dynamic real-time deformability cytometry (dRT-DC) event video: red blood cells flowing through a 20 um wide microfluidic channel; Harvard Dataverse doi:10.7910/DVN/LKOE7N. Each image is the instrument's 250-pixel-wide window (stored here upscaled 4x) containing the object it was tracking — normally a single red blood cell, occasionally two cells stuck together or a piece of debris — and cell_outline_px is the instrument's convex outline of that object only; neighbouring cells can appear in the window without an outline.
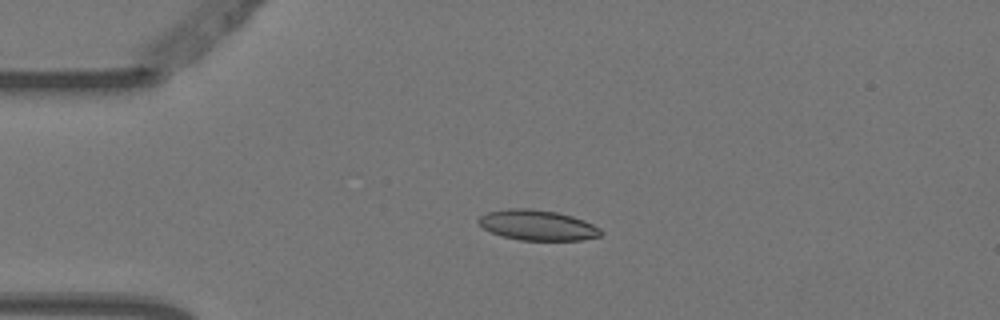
{"species": "Egyptian fruit bat (a non-hibernating species)", "species_latin": "Rousettus aegyptiacus", "temperature_condition": "warm", "stored_images_in_passage": 5, "camera_frame_rate_fps": 3000, "um_per_image_px": 0.085, "animal": {"sex": "female"}, "frame": {"image": 1, "passage_image": 4, "time_ms": 1.0, "image_size_px": [1000, 320], "cell_outline_px": [[604, 232], [600, 236], [580, 240], [520, 240], [504, 236], [492, 232], [484, 228], [476, 220], [480, 216], [488, 212], [508, 208], [532, 208], [556, 212], [572, 216], [584, 220], [600, 228]], "centroid_in_image_um": [45.7, 19.13], "position_along_channel_um": 39.3, "area_um2": 21.56}}
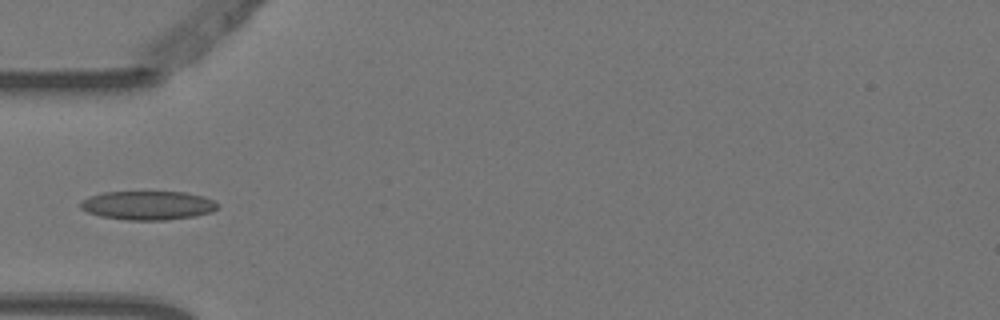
{"frame": {"image": 2, "passage_image": 5, "time_ms": 1.333, "image_size_px": [1000, 320], "cell_outline_px": [[220, 204], [212, 212], [192, 216], [164, 220], [128, 220], [100, 216], [88, 212], [80, 208], [80, 204], [84, 200], [92, 196], [104, 192], [184, 192], [204, 196]], "centroid_in_image_um": [12.59, 17.46], "position_along_channel_um": 72.4, "area_um2": 22.83}}